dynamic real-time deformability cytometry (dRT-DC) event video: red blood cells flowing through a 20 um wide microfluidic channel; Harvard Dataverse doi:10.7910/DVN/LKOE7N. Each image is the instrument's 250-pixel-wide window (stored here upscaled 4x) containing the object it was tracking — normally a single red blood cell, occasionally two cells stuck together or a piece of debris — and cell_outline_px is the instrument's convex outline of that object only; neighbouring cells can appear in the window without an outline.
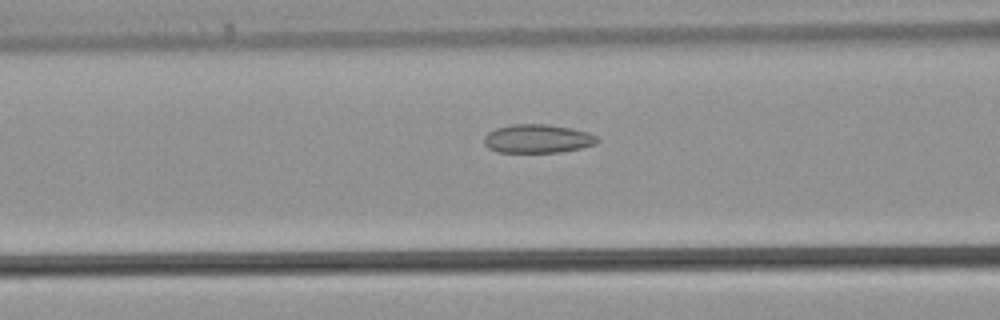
{"species": "common noctule bat (a hibernating species)", "species_latin": "Nyctalus noctula", "temperature_condition": "warm", "stored_images_in_passage": 29, "camera_frame_rate_fps": 3000, "um_per_image_px": 0.085, "animal": {"sex": "male", "body_mass_g": 21.5, "forearm_length_mm": 52.0}, "frame": {"image": 1, "passage_image": 12, "time_ms": 3.667, "image_size_px": [1000, 320], "cell_outline_px": [[600, 140], [596, 144], [580, 148], [560, 152], [496, 152], [488, 148], [484, 144], [484, 136], [488, 132], [496, 128], [516, 124], [548, 124], [572, 128], [588, 132], [596, 136]], "centroid_in_image_um": [45.7, 11.79], "position_along_channel_um": 120.9, "area_um2": 18.96}}
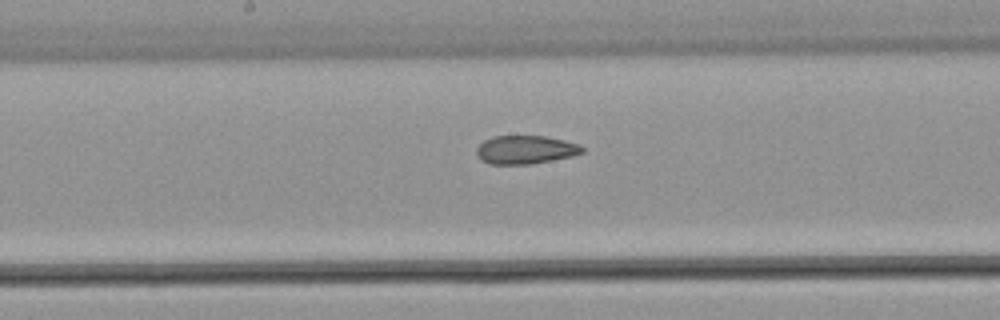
{"frame": {"image": 2, "passage_image": 17, "time_ms": 5.333, "image_size_px": [1000, 320], "cell_outline_px": [[584, 152], [572, 156], [532, 164], [488, 164], [480, 160], [476, 152], [476, 148], [484, 140], [492, 136], [544, 136], [564, 140], [580, 144], [584, 148]], "centroid_in_image_um": [44.66, 12.73], "position_along_channel_um": 203.5, "area_um2": 17.63}}
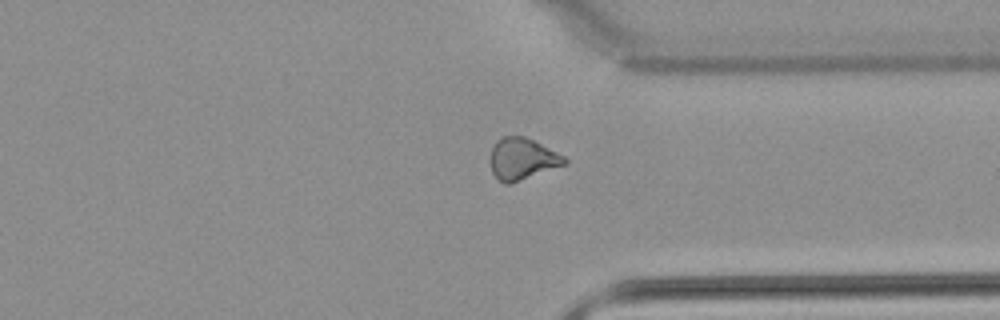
{"frame": {"image": 3, "passage_image": 27, "time_ms": 8.667, "image_size_px": [1000, 320], "cell_outline_px": [[568, 164], [512, 184], [504, 184], [492, 172], [492, 148], [496, 140], [504, 136], [524, 136], [564, 156], [568, 160]], "centroid_in_image_um": [44.43, 13.53], "position_along_channel_um": 367.0, "area_um2": 17.92}}